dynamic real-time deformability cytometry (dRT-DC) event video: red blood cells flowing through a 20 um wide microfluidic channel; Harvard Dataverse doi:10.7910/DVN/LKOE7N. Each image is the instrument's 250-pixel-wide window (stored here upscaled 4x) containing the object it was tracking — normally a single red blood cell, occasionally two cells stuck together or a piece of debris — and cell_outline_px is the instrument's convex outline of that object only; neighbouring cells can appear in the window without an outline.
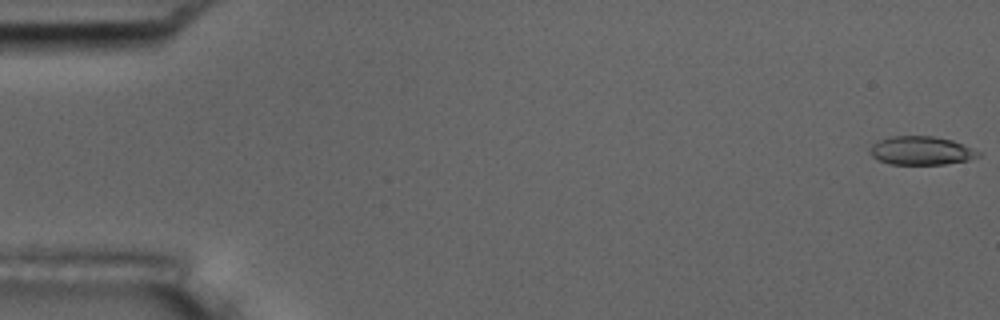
{"species": "common noctule bat (a hibernating species)", "species_latin": "Nyctalus noctula", "temperature_condition": "room temperature", "stored_images_in_passage": 5, "camera_frame_rate_fps": 3000, "um_per_image_px": 0.085, "animal": {"sex": "male", "body_mass_g": 17.5, "forearm_length_mm": 52.3}, "frame": {"image": 1, "passage_image": 1, "time_ms": 0.0, "image_size_px": [1000, 320], "cell_outline_px": [[980, 156], [968, 160], [944, 164], [888, 164], [876, 160], [868, 152], [868, 148], [876, 140], [888, 136], [932, 136], [952, 140], [964, 144], [980, 152]], "centroid_in_image_um": [78.23, 12.8], "position_along_channel_um": 6.8, "area_um2": 18.32}}
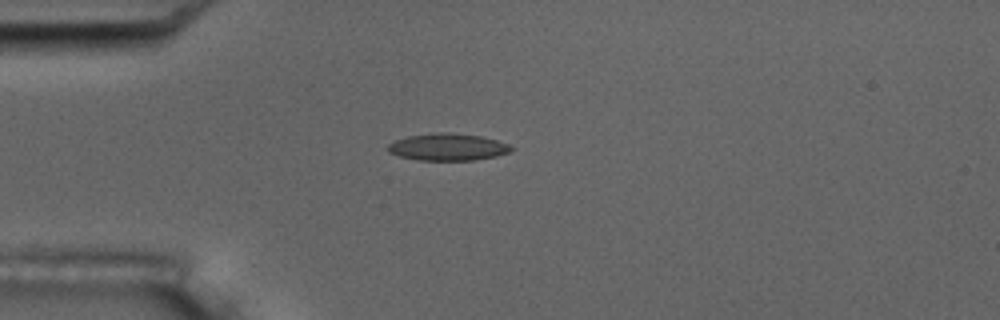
{"frame": {"image": 2, "passage_image": 5, "time_ms": 4.667, "image_size_px": [1000, 320], "cell_outline_px": [[516, 148], [512, 152], [496, 156], [476, 160], [420, 160], [400, 156], [388, 152], [388, 144], [396, 140], [408, 136], [436, 132], [452, 132], [480, 136], [496, 140], [508, 144]], "centroid_in_image_um": [38.11, 12.49], "position_along_channel_um": 46.9, "area_um2": 19.54}}